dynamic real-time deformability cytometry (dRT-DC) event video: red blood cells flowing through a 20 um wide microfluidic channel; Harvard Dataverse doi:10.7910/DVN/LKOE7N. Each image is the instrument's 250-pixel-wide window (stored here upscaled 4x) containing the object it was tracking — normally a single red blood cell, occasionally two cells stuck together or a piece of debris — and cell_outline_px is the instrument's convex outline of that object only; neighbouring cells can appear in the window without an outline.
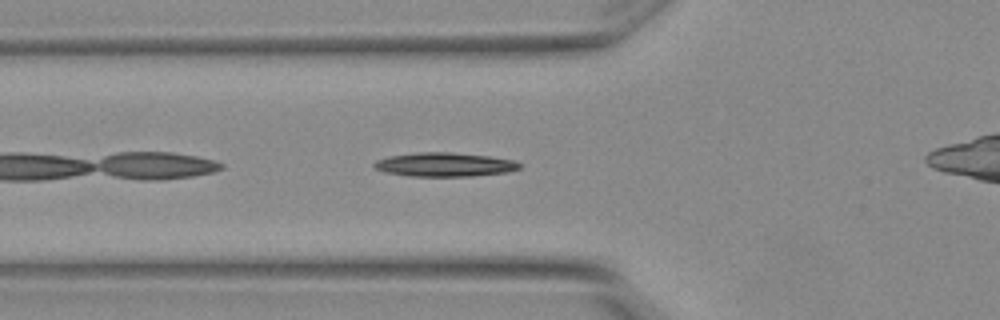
{"species": "Egyptian fruit bat (a non-hibernating species)", "species_latin": "Rousettus aegyptiacus", "temperature_condition": "warm", "stored_images_in_passage": 7, "camera_frame_rate_fps": 3000, "um_per_image_px": 0.085, "animal": {"sex": "female"}, "frame": {"image": 1, "passage_image": 6, "time_ms": 1.667, "image_size_px": [1000, 320], "cell_outline_px": [[520, 168], [508, 172], [472, 176], [408, 176], [384, 172], [376, 168], [372, 164], [376, 160], [388, 156], [420, 152], [452, 152], [488, 156], [516, 160], [520, 164]], "centroid_in_image_um": [37.79, 13.99], "position_along_channel_um": 88.0, "area_um2": 20.35}}